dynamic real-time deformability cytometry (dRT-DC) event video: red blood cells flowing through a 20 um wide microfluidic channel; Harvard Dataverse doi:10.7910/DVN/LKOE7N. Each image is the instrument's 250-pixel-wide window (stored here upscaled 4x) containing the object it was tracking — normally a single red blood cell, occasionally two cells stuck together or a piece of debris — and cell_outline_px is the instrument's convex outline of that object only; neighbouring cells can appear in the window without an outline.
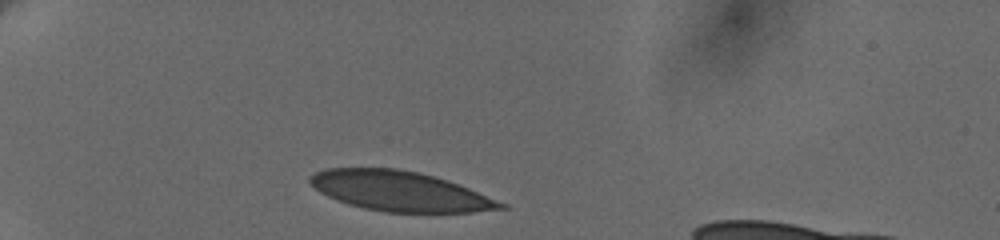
{"species": "human", "species_latin": "Homo sapiens", "temperature_condition": "cold", "stored_images_in_passage": 4, "camera_frame_rate_fps": 3000, "um_per_image_px": 0.085, "donor": {"sex": "female"}, "frame": {"image": 1, "passage_image": 1, "time_ms": 0.0, "image_size_px": [1000, 240], "cell_outline_px": [[508, 208], [472, 212], [384, 212], [364, 208], [348, 204], [336, 200], [320, 192], [308, 180], [308, 176], [316, 172], [328, 168], [396, 168], [420, 172], [468, 188], [508, 204]], "centroid_in_image_um": [33.97, 16.25], "position_along_channel_um": 51.0, "area_um2": 43.99}}
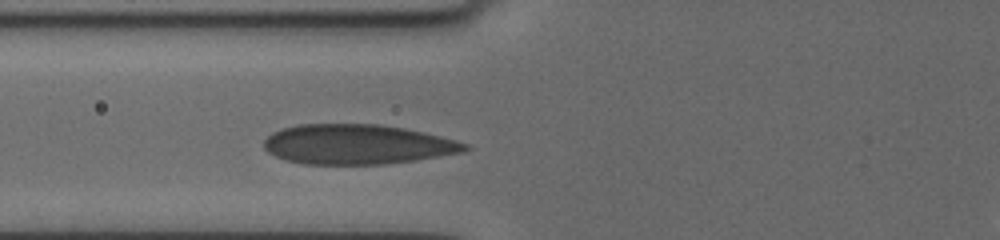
{"frame": {"image": 2, "passage_image": 4, "time_ms": 2.333, "image_size_px": [1000, 240], "cell_outline_px": [[472, 148], [464, 152], [412, 160], [384, 164], [304, 164], [284, 160], [268, 152], [264, 148], [264, 140], [272, 132], [296, 124], [380, 124], [404, 128], [424, 132], [456, 140], [468, 144]], "centroid_in_image_um": [30.36, 12.26], "position_along_channel_um": 95.4, "area_um2": 46.7}}